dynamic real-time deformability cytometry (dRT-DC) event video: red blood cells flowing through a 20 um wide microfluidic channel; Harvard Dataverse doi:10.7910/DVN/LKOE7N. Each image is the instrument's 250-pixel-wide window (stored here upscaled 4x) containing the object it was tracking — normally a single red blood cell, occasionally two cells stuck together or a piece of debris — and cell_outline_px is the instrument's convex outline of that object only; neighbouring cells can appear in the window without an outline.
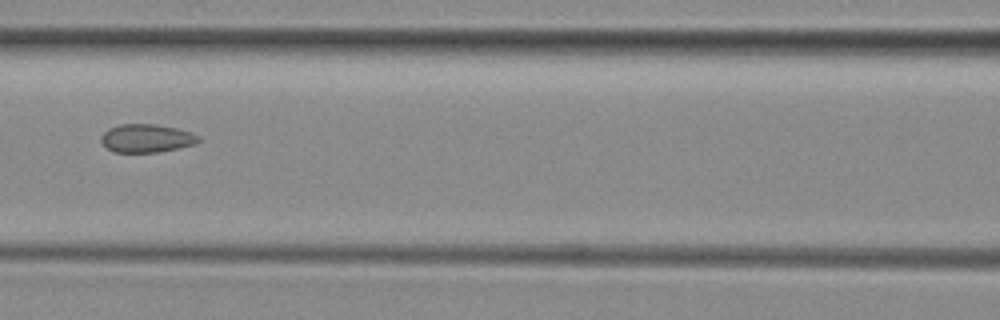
{"species": "common noctule bat (a hibernating species)", "species_latin": "Nyctalus noctula", "temperature_condition": "room temperature", "stored_images_in_passage": 3, "camera_frame_rate_fps": 3000, "um_per_image_px": 0.085, "animal": {"sex": "female", "body_mass_g": 29.2, "forearm_length_mm": 56.3}, "frame": {"image": 1, "passage_image": 3, "time_ms": 2.333, "image_size_px": [1000, 320], "cell_outline_px": [[200, 140], [196, 144], [156, 152], [112, 152], [100, 140], [100, 136], [108, 128], [120, 124], [156, 124], [176, 128], [192, 132], [200, 136]], "centroid_in_image_um": [12.45, 11.74], "position_along_channel_um": 154.1, "area_um2": 16.07}}